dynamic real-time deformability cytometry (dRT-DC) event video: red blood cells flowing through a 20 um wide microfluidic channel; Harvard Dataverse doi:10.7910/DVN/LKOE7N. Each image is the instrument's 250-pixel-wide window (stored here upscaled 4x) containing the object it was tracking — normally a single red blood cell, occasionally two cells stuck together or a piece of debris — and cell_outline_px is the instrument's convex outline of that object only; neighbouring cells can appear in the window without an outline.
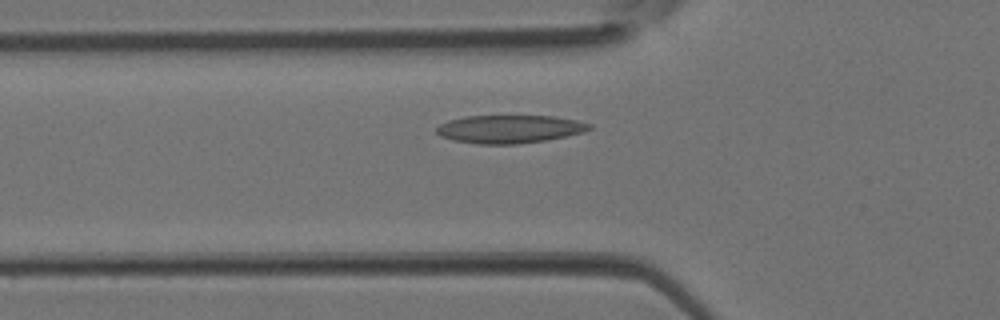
{"species": "Egyptian fruit bat (a non-hibernating species)", "species_latin": "Rousettus aegyptiacus", "temperature_condition": "room temperature", "stored_images_in_passage": 4, "camera_frame_rate_fps": 3000, "um_per_image_px": 0.085, "animal": {"sex": "female"}, "frame": {"image": 1, "passage_image": 4, "time_ms": 1.0, "image_size_px": [1000, 320], "cell_outline_px": [[592, 128], [584, 132], [544, 140], [516, 144], [476, 144], [452, 140], [440, 136], [436, 132], [436, 128], [440, 124], [448, 120], [464, 116], [552, 116], [576, 120], [592, 124]], "centroid_in_image_um": [43.27, 10.97], "position_along_channel_um": 82.5, "area_um2": 24.97}}